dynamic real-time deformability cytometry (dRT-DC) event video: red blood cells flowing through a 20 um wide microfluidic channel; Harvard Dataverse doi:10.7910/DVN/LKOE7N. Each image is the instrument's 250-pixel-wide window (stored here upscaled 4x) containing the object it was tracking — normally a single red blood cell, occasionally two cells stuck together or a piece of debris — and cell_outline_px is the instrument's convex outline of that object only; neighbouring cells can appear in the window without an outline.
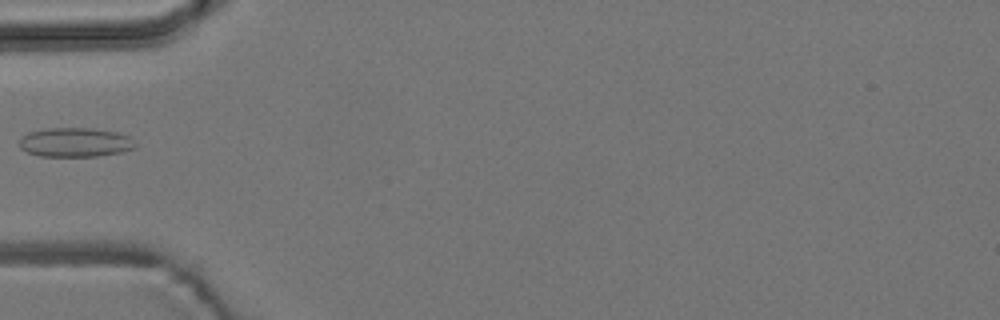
{"species": "common noctule bat (a hibernating species)", "species_latin": "Nyctalus noctula", "temperature_condition": "room temperature", "stored_images_in_passage": 5, "camera_frame_rate_fps": 3000, "um_per_image_px": 0.085, "animal": {"sex": "male", "body_mass_g": 19.2, "forearm_length_mm": 51.8}, "frame": {"image": 1, "passage_image": 5, "time_ms": 4.667, "image_size_px": [1000, 320], "cell_outline_px": [[136, 148], [120, 152], [96, 156], [40, 156], [28, 152], [20, 148], [20, 136], [28, 132], [48, 128], [92, 128], [120, 132], [128, 136], [136, 144]], "centroid_in_image_um": [6.39, 12.09], "position_along_channel_um": 78.6, "area_um2": 19.83}}